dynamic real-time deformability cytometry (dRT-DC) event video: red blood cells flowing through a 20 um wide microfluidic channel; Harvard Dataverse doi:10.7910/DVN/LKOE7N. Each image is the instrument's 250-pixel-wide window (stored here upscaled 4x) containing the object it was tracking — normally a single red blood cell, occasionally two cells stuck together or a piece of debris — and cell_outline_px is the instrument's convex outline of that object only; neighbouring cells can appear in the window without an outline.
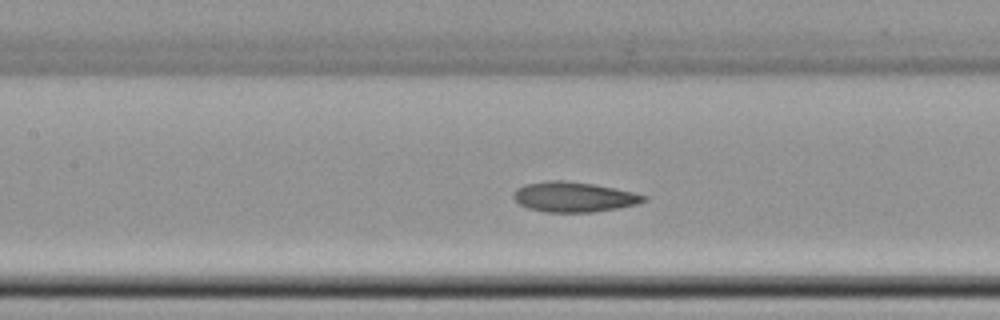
{"species": "common noctule bat (a hibernating species)", "species_latin": "Nyctalus noctula", "temperature_condition": "cold", "stored_images_in_passage": 53, "camera_frame_rate_fps": 3000, "um_per_image_px": 0.085, "animal": {"sex": "female", "body_mass_g": 22.7, "forearm_length_mm": 54.2}, "frame": {"image": 1, "passage_image": 23, "time_ms": 7.333, "image_size_px": [1000, 320], "cell_outline_px": [[648, 200], [636, 204], [616, 208], [592, 212], [544, 212], [528, 208], [520, 204], [512, 196], [516, 188], [524, 184], [544, 180], [564, 180], [592, 184], [632, 192], [648, 196]], "centroid_in_image_um": [48.73, 16.73], "position_along_channel_um": 158.7, "area_um2": 22.77}, "authors_computed_cell_mechanics": {"area_um2": 23.12, "velocity_mm_per_s": 3.8079, "shape_relaxation_time_tau1_ms": null, "shape_relaxation_time_tau2_ms": 3.8729, "deformation_change_tau1": null, "deformation_change_tau2": 0.0864}}